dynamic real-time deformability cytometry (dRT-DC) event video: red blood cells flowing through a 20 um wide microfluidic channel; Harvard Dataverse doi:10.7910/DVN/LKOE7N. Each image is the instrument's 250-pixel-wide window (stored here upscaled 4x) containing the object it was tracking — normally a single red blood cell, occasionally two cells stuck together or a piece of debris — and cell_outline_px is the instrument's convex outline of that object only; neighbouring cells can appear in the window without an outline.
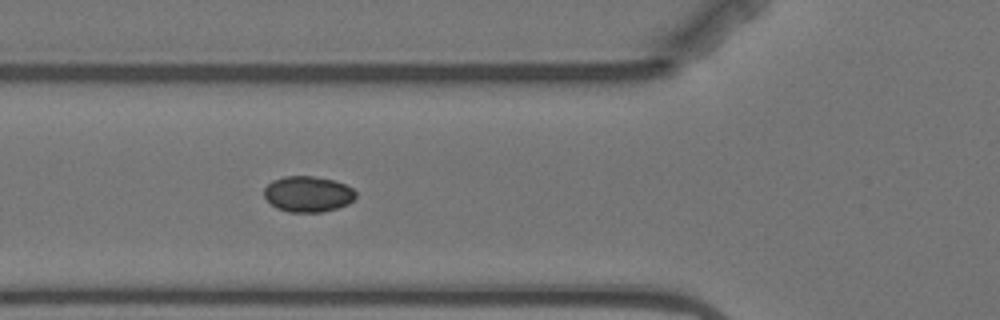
{"species": "Egyptian fruit bat (a non-hibernating species)", "species_latin": "Rousettus aegyptiacus", "temperature_condition": "warm", "stored_images_in_passage": 5, "camera_frame_rate_fps": 3000, "um_per_image_px": 0.085, "animal": {"sex": "female"}, "frame": {"image": 1, "passage_image": 5, "time_ms": 5.667, "image_size_px": [1000, 320], "cell_outline_px": [[356, 196], [348, 204], [336, 208], [320, 212], [288, 212], [276, 208], [264, 196], [264, 188], [272, 180], [284, 176], [312, 176], [332, 180], [344, 184], [352, 188], [356, 192]], "centroid_in_image_um": [26.15, 16.49], "position_along_channel_um": 99.6, "area_um2": 19.02}}